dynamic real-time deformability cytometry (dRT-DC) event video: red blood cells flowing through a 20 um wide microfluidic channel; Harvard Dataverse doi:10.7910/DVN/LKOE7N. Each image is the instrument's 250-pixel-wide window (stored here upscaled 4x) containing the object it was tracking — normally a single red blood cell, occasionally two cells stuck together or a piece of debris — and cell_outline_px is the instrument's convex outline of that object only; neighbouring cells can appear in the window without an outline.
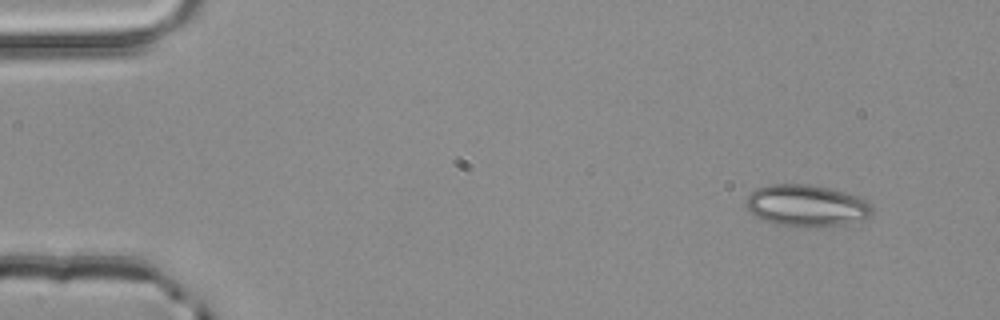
{"species": "common noctule bat (a hibernating species)", "species_latin": "Nyctalus noctula", "temperature_condition": "room temperature", "stored_images_in_passage": 3, "camera_frame_rate_fps": 3000, "um_per_image_px": 0.085, "animal": {"sex": "male", "body_mass_g": 20.4}, "frame": {"image": 1, "passage_image": 1, "time_ms": 0.0, "image_size_px": [1000, 320], "cell_outline_px": [[872, 212], [868, 216], [848, 224], [824, 228], [816, 228], [780, 224], [764, 220], [756, 216], [744, 204], [748, 196], [756, 188], [772, 184], [808, 184], [828, 188], [844, 192], [868, 200], [872, 204]], "centroid_in_image_um": [68.58, 17.48], "position_along_channel_um": 16.4, "area_um2": 30.69}}